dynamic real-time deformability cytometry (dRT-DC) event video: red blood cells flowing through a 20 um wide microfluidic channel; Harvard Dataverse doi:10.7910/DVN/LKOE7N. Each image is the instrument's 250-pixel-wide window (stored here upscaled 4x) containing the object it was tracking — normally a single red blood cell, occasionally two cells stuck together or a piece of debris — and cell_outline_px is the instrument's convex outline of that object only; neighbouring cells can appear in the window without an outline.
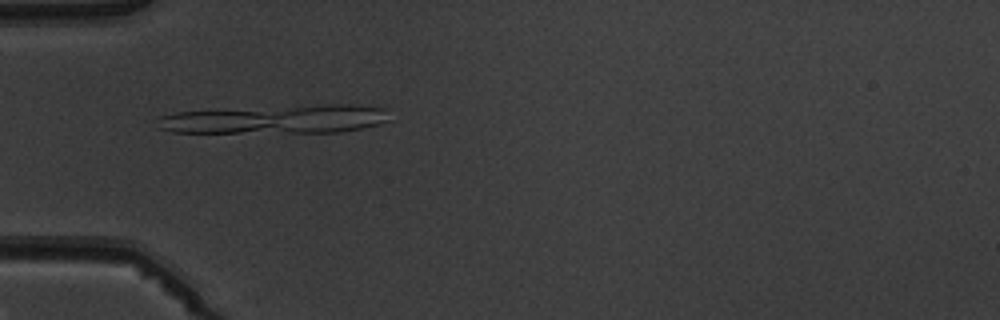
{"species": "common noctule bat (a hibernating species)", "species_latin": "Nyctalus noctula", "temperature_condition": "warm", "stored_images_in_passage": 8, "segment_of_instrument_passage": [1, 2], "camera_frame_rate_fps": 3000, "um_per_image_px": 0.085, "animal": {"sex": "male", "body_mass_g": 19.5, "forearm_length_mm": 54.6}, "frame": {"image": 1, "passage_image": 4, "time_ms": 4.333, "image_size_px": [1000, 320], "cell_outline_px": [[392, 120], [380, 124], [340, 132], [172, 132], [156, 128], [160, 116], [176, 112], [328, 104], [352, 104], [384, 108]], "centroid_in_image_um": [23.51, 10.14], "position_along_channel_um": 61.5, "area_um2": 38.38}}